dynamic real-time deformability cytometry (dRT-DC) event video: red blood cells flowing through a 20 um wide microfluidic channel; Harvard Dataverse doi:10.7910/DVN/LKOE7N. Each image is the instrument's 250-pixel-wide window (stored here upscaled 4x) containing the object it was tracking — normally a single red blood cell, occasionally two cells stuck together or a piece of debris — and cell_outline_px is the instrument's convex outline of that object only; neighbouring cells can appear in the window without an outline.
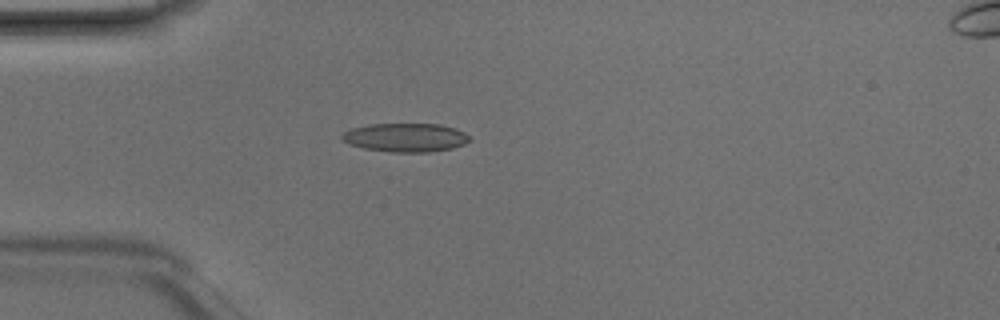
{"species": "Egyptian fruit bat (a non-hibernating species)", "species_latin": "Rousettus aegyptiacus", "temperature_condition": "room temperature", "stored_images_in_passage": 3, "camera_frame_rate_fps": 3000, "um_per_image_px": 0.085, "animal": {"sex": "male"}, "frame": {"image": 1, "passage_image": 2, "time_ms": 0.333, "image_size_px": [1000, 320], "cell_outline_px": [[472, 140], [464, 144], [452, 148], [428, 152], [392, 152], [364, 148], [348, 144], [340, 136], [344, 132], [352, 128], [368, 124], [440, 124], [456, 128], [464, 132]], "centroid_in_image_um": [34.48, 11.68], "position_along_channel_um": 50.5, "area_um2": 21.33}}